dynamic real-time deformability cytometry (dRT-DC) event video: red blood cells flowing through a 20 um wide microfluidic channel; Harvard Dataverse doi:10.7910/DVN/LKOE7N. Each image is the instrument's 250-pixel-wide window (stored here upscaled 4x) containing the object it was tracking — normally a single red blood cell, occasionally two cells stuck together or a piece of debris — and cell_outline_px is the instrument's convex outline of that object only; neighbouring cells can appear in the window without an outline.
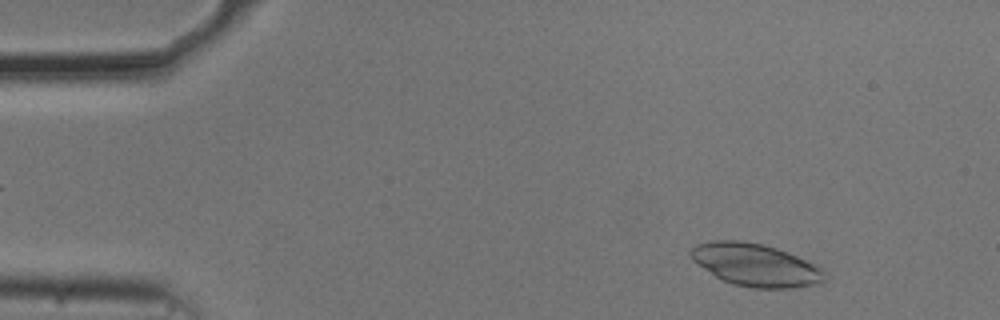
{"species": "common noctule bat (a hibernating species)", "species_latin": "Nyctalus noctula", "temperature_condition": "cold", "stored_images_in_passage": 13, "camera_frame_rate_fps": 3000, "um_per_image_px": 0.085, "animal": {"sex": "male", "body_mass_g": 20.5, "forearm_length_mm": 52.5}, "frame": {"image": 1, "passage_image": 4, "time_ms": 1.0, "image_size_px": [1000, 320], "cell_outline_px": [[824, 280], [820, 284], [788, 288], [752, 288], [732, 284], [716, 276], [692, 260], [688, 252], [696, 244], [712, 240], [740, 240], [764, 244], [788, 252], [820, 268], [824, 272]], "centroid_in_image_um": [64.18, 22.51], "position_along_channel_um": 20.8, "area_um2": 33.0}}